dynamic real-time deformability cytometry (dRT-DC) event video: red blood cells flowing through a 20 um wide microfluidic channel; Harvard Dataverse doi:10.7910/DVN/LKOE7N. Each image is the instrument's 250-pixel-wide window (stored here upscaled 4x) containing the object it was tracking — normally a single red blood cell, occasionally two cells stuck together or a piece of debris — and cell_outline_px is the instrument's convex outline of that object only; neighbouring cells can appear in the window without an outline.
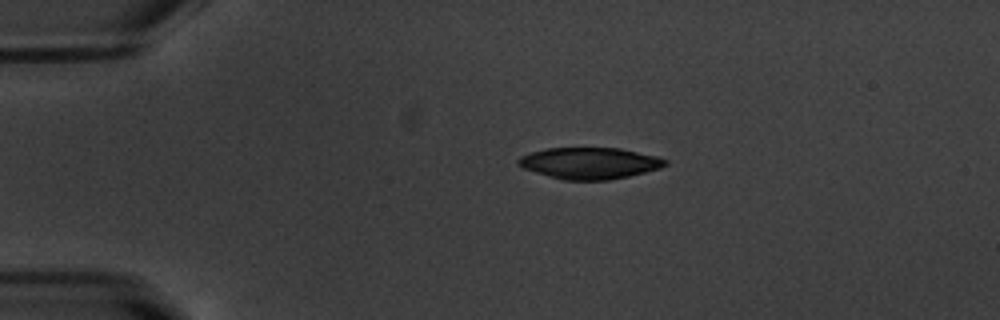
{"species": "common noctule bat (a hibernating species)", "species_latin": "Nyctalus noctula", "temperature_condition": "warm", "stored_images_in_passage": 43, "camera_frame_rate_fps": 3000, "um_per_image_px": 0.085, "animal": {"sex": "male", "body_mass_g": 20.1, "forearm_length_mm": 53.5}, "frame": {"image": 1, "passage_image": 1, "time_ms": 0.0, "image_size_px": [1000, 320], "cell_outline_px": [[668, 164], [660, 168], [628, 176], [608, 180], [564, 180], [548, 176], [524, 168], [516, 164], [516, 160], [520, 156], [544, 148], [620, 148], [656, 156], [668, 160]], "centroid_in_image_um": [50.1, 13.86], "position_along_channel_um": 34.9, "area_um2": 26.88}}
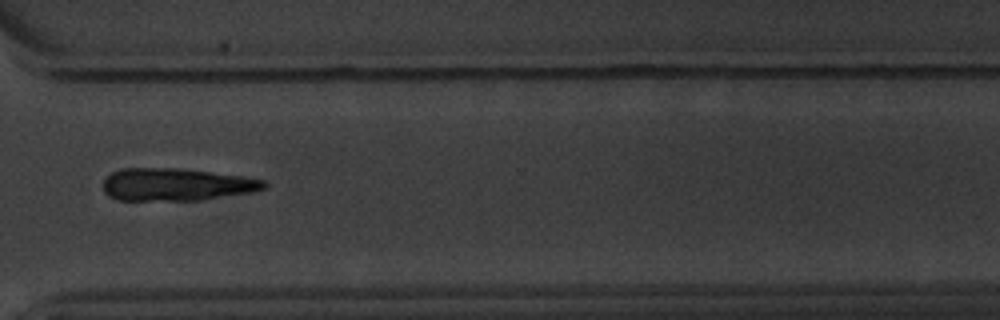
{"frame": {"image": 2, "passage_image": 30, "time_ms": 9.667, "image_size_px": [1000, 320], "cell_outline_px": [[268, 188], [252, 192], [200, 200], [116, 200], [108, 196], [104, 192], [104, 180], [112, 172], [120, 168], [176, 168], [240, 176], [268, 180]], "centroid_in_image_um": [15.0, 15.69], "position_along_channel_um": 355.6, "area_um2": 30.52}}
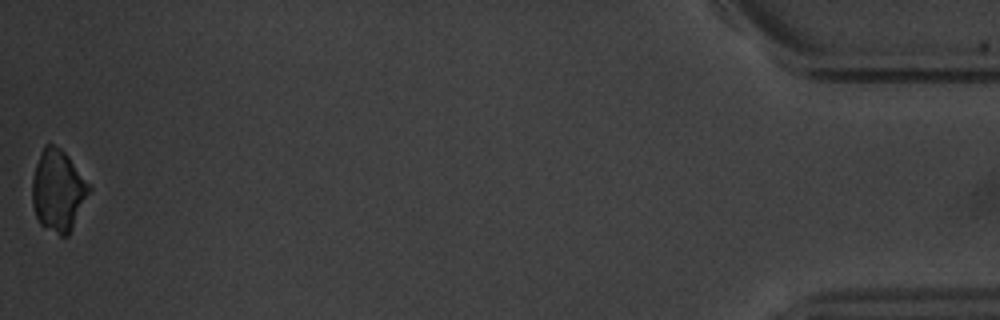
{"frame": {"image": 3, "passage_image": 43, "time_ms": 14.0, "image_size_px": [1000, 320], "cell_outline_px": [[92, 188], [68, 236], [60, 236], [40, 224], [36, 216], [32, 204], [32, 180], [36, 164], [44, 144], [52, 144], [60, 148], [68, 156]], "centroid_in_image_um": [4.93, 16.2], "position_along_channel_um": 430.3, "area_um2": 26.82}}